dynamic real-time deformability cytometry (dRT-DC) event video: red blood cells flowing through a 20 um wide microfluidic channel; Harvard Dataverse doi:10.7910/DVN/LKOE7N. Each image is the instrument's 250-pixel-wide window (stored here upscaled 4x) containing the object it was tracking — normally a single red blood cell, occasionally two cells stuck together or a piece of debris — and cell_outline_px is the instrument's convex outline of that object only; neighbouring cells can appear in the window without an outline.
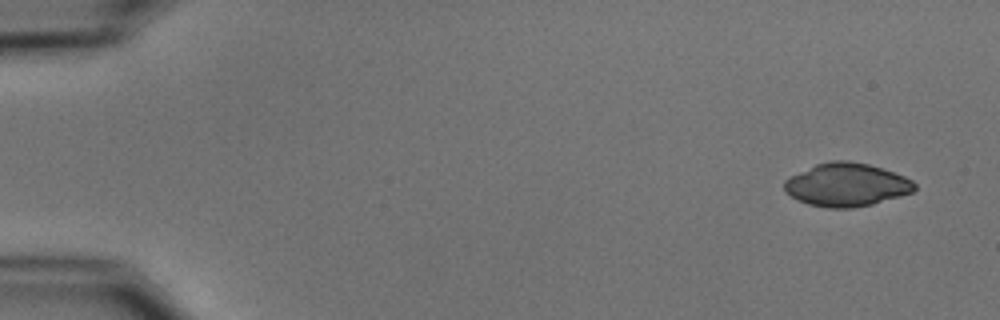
{"species": "common noctule bat (a hibernating species)", "species_latin": "Nyctalus noctula", "temperature_condition": "cold", "stored_images_in_passage": 6, "camera_frame_rate_fps": 3000, "um_per_image_px": 0.085, "animal": {"sex": "male", "body_mass_g": 15.6}, "frame": {"image": 1, "passage_image": 1, "time_ms": 0.0, "image_size_px": [1000, 320], "cell_outline_px": [[916, 188], [912, 192], [900, 196], [872, 204], [852, 208], [828, 208], [808, 204], [796, 200], [784, 192], [784, 180], [816, 164], [832, 160], [848, 160], [868, 164], [904, 176], [912, 180], [916, 184]], "centroid_in_image_um": [71.93, 15.71], "position_along_channel_um": 13.1, "area_um2": 32.71}}